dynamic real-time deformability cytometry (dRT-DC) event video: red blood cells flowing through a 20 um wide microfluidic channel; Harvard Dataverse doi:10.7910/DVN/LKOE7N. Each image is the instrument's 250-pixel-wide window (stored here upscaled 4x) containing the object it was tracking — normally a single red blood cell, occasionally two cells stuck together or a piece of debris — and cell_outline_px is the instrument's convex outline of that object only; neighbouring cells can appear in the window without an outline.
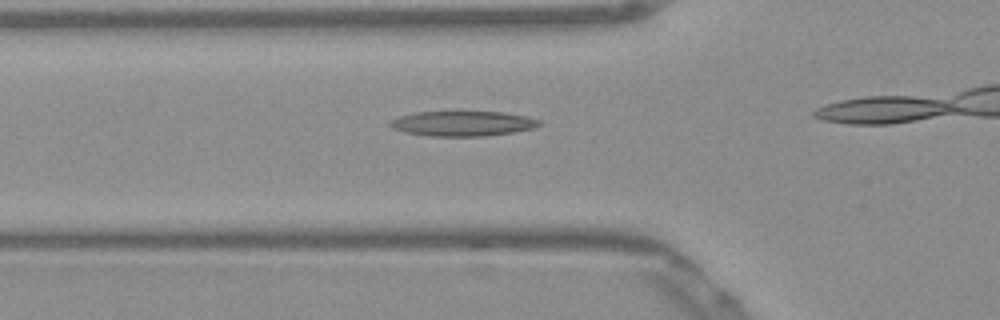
{"species": "Egyptian fruit bat (a non-hibernating species)", "species_latin": "Rousettus aegyptiacus", "temperature_condition": "warm", "stored_images_in_passage": 14, "camera_frame_rate_fps": 3000, "um_per_image_px": 0.085, "frame": {"image": 1, "passage_image": 7, "time_ms": 2.0, "image_size_px": [1000, 320], "cell_outline_px": [[544, 124], [536, 128], [516, 132], [484, 136], [432, 136], [404, 132], [392, 128], [388, 124], [392, 120], [400, 116], [416, 112], [504, 112], [524, 116], [540, 120]], "centroid_in_image_um": [39.38, 10.51], "position_along_channel_um": 86.4, "area_um2": 21.79}}
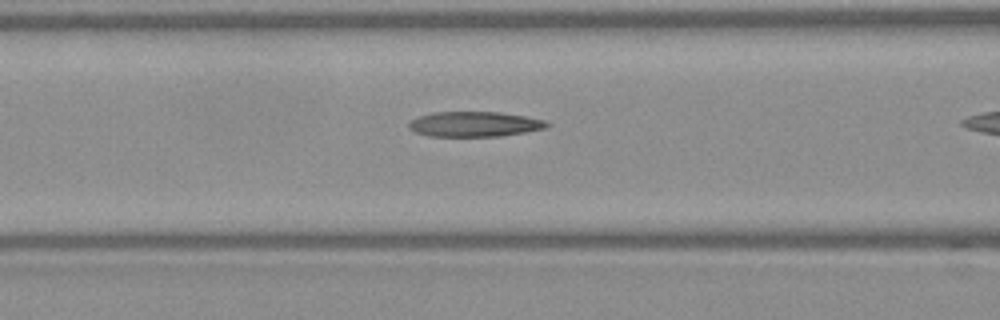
{"frame": {"image": 2, "passage_image": 10, "time_ms": 3.0, "image_size_px": [1000, 320], "cell_outline_px": [[552, 124], [548, 128], [500, 136], [428, 136], [416, 132], [408, 128], [408, 124], [416, 116], [432, 112], [500, 112], [524, 116], [544, 120]], "centroid_in_image_um": [40.33, 10.55], "position_along_channel_um": 126.3, "area_um2": 20.29}}